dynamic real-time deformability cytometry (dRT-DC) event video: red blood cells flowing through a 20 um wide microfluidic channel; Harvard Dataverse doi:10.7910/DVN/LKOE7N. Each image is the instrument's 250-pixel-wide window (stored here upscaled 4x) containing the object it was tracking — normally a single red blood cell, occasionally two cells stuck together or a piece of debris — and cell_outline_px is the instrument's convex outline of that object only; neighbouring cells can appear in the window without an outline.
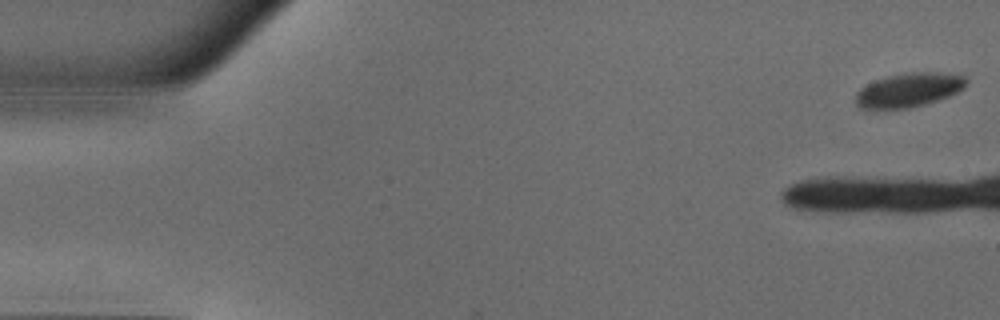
{"species": "common noctule bat (a hibernating species)", "species_latin": "Nyctalus noctula", "temperature_condition": "warm", "stored_images_in_passage": 7, "camera_frame_rate_fps": 3000, "um_per_image_px": 0.085, "animal": {"sex": "male", "body_mass_g": 18.8}, "frame": {"image": 1, "passage_image": 1, "time_ms": 0.0, "image_size_px": [1000, 320], "cell_outline_px": [[968, 84], [964, 88], [948, 96], [924, 104], [908, 108], [860, 108], [856, 104], [856, 92], [860, 88], [876, 80], [888, 76], [904, 72], [940, 72], [964, 76], [968, 80]], "centroid_in_image_um": [77.26, 7.63], "position_along_channel_um": 7.7, "area_um2": 21.79}}